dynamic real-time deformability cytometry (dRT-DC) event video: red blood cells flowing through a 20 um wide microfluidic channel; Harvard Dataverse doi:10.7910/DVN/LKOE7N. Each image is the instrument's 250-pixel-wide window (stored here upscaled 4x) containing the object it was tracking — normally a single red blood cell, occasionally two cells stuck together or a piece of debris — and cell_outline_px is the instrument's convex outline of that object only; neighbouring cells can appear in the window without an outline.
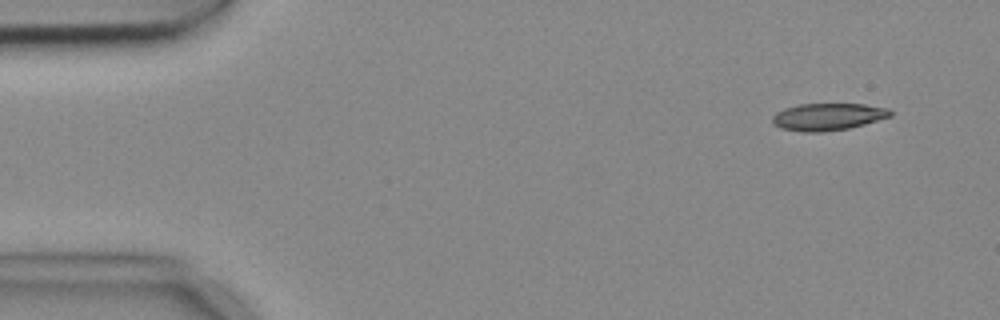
{"species": "common noctule bat (a hibernating species)", "species_latin": "Nyctalus noctula", "temperature_condition": "cold", "stored_images_in_passage": 4, "camera_frame_rate_fps": 3000, "um_per_image_px": 0.085, "animal": {"sex": "female", "body_mass_g": 18.4}, "frame": {"image": 1, "passage_image": 1, "time_ms": 0.0, "image_size_px": [1000, 320], "cell_outline_px": [[892, 116], [864, 124], [848, 128], [824, 132], [800, 132], [780, 128], [772, 124], [772, 116], [776, 112], [784, 108], [800, 104], [864, 104], [888, 108], [892, 112]], "centroid_in_image_um": [70.34, 9.93], "position_along_channel_um": 14.7, "area_um2": 18.79}}
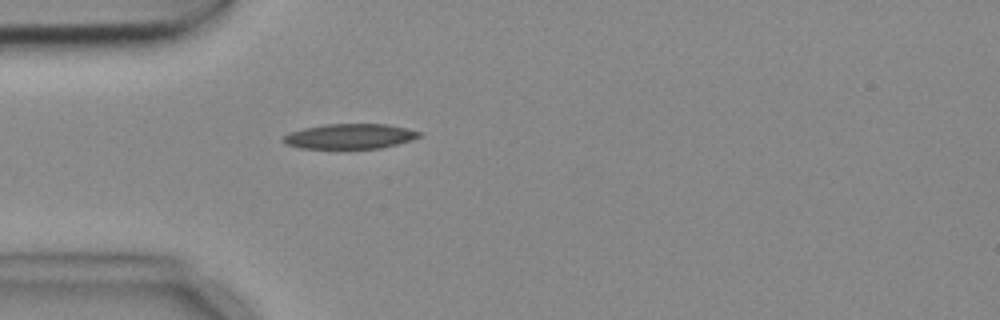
{"frame": {"image": 2, "passage_image": 4, "time_ms": 1.0, "image_size_px": [1000, 320], "cell_outline_px": [[420, 136], [412, 140], [380, 148], [300, 148], [284, 144], [280, 140], [284, 136], [292, 132], [304, 128], [324, 124], [388, 124], [420, 132]], "centroid_in_image_um": [29.7, 11.58], "position_along_channel_um": 55.3, "area_um2": 19.65}}